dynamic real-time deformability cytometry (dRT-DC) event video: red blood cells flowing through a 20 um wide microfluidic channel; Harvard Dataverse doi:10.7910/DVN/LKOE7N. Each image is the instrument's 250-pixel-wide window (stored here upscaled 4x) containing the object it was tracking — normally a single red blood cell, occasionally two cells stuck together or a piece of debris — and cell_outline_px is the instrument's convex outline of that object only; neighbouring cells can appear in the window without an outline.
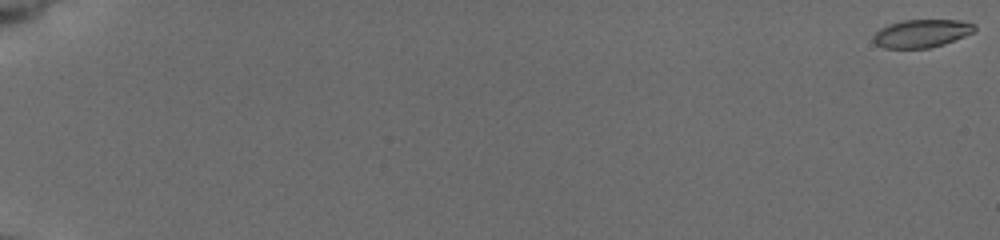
{"species": "common noctule bat (a hibernating species)", "species_latin": "Nyctalus noctula", "temperature_condition": "cold", "stored_images_in_passage": 39, "camera_frame_rate_fps": 3000, "um_per_image_px": 0.085, "animal": {"sex": "female", "body_mass_g": 19.5, "forearm_length_mm": 54.1}, "frame": {"image": 1, "passage_image": 1, "time_ms": 0.0, "image_size_px": [1000, 240], "cell_outline_px": [[976, 28], [972, 32], [964, 36], [944, 44], [928, 48], [884, 48], [876, 44], [872, 40], [872, 36], [880, 28], [888, 24], [904, 20], [960, 20], [976, 24]], "centroid_in_image_um": [78.31, 2.84], "position_along_channel_um": 6.7, "area_um2": 16.53}}
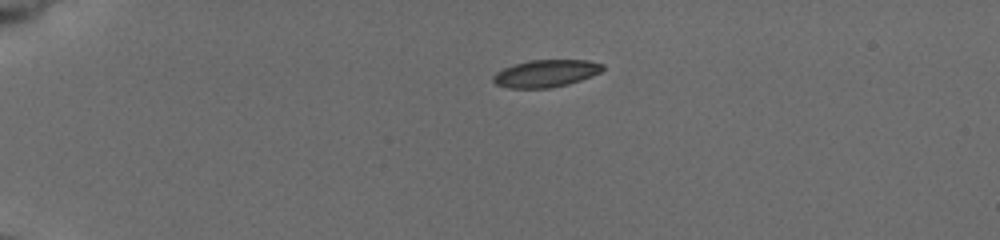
{"frame": {"image": 2, "passage_image": 22, "time_ms": 5.0, "image_size_px": [1000, 240], "cell_outline_px": [[604, 68], [600, 72], [592, 76], [568, 84], [552, 88], [508, 88], [496, 84], [492, 80], [492, 76], [496, 72], [512, 64], [528, 60], [588, 60], [604, 64]], "centroid_in_image_um": [46.38, 6.24], "position_along_channel_um": 38.6, "area_um2": 17.57}}